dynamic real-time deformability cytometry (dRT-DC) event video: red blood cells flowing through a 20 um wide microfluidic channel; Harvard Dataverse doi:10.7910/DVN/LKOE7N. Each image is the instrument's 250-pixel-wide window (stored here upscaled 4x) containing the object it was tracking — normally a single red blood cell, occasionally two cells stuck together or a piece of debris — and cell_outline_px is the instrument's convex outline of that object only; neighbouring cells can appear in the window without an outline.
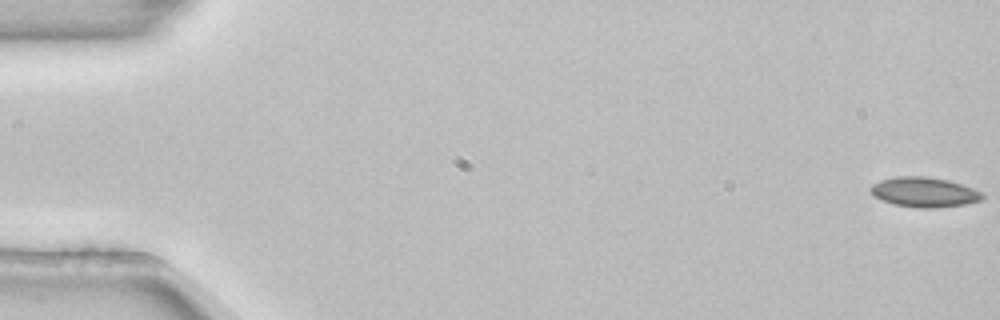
{"species": "common noctule bat (a hibernating species)", "species_latin": "Nyctalus noctula", "temperature_condition": "room temperature", "stored_images_in_passage": 5, "camera_frame_rate_fps": 3000, "um_per_image_px": 0.085, "animal": {"sex": "female", "body_mass_g": 22.7, "forearm_length_mm": 54.2}, "frame": {"image": 1, "passage_image": 1, "time_ms": 0.0, "image_size_px": [1000, 320], "cell_outline_px": [[984, 200], [968, 204], [936, 208], [920, 208], [896, 204], [880, 200], [868, 188], [872, 184], [880, 180], [896, 176], [924, 176], [948, 180], [984, 192]], "centroid_in_image_um": [78.6, 16.33], "position_along_channel_um": 6.4, "area_um2": 19.59}}